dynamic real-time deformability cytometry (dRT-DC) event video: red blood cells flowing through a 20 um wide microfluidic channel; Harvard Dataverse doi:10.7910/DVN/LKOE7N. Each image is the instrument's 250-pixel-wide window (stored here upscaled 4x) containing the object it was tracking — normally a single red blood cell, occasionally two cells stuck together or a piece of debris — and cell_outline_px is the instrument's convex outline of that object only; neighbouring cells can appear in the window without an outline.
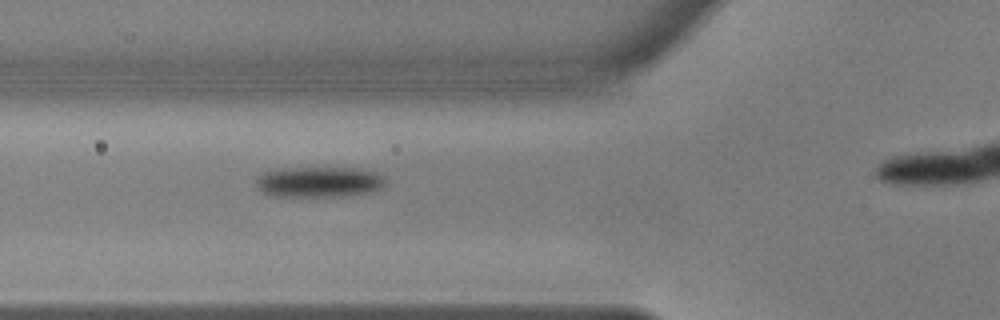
{"species": "common noctule bat (a hibernating species)", "species_latin": "Nyctalus noctula", "temperature_condition": "warm", "stored_images_in_passage": 39, "camera_frame_rate_fps": 3000, "um_per_image_px": 0.085, "animal": {"sex": "male", "body_mass_g": 17.9, "forearm_length_mm": 54.2}, "frame": {"image": 1, "passage_image": 12, "time_ms": 3.667, "image_size_px": [1000, 320], "cell_outline_px": [[384, 184], [380, 188], [372, 192], [340, 196], [268, 196], [260, 192], [256, 188], [256, 180], [264, 172], [276, 168], [356, 168], [376, 172], [384, 176]], "centroid_in_image_um": [27.06, 15.46], "position_along_channel_um": 98.7, "area_um2": 23.24}}
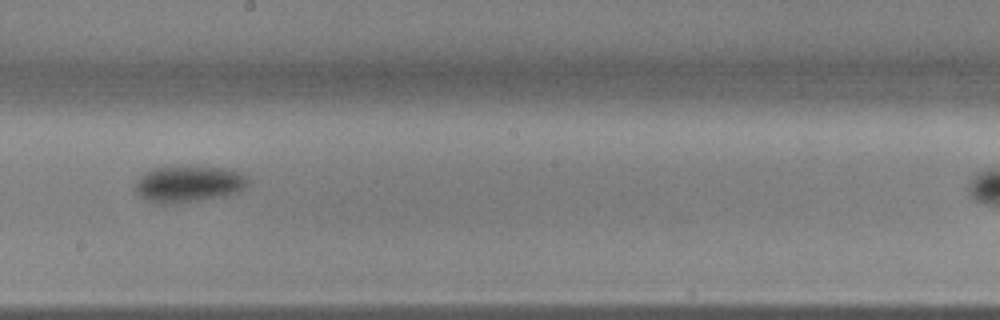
{"frame": {"image": 2, "passage_image": 23, "time_ms": 7.333, "image_size_px": [1000, 320], "cell_outline_px": [[252, 180], [240, 192], [224, 196], [180, 204], [156, 204], [140, 196], [132, 188], [136, 180], [140, 176], [152, 168], [184, 164], [196, 164], [232, 168]], "centroid_in_image_um": [16.05, 15.6], "position_along_channel_um": 232.2, "area_um2": 25.43}}
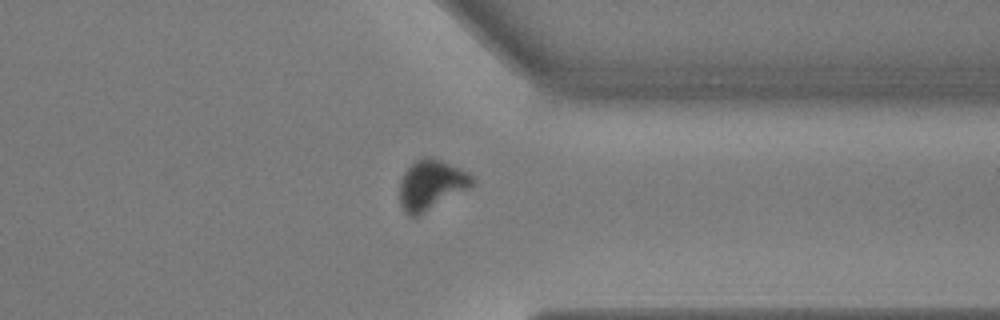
{"frame": {"image": 3, "passage_image": 35, "time_ms": 11.333, "image_size_px": [1000, 320], "cell_outline_px": [[476, 180], [472, 188], [420, 216], [408, 216], [404, 212], [400, 204], [400, 180], [404, 172], [416, 160], [424, 156], [432, 156], [460, 168], [468, 172]], "centroid_in_image_um": [36.69, 15.73], "position_along_channel_um": 374.7, "area_um2": 21.73}, "authors_computed_cell_mechanics": {"area_um2": 23.0622, "velocity_mm_per_s": 3.6333, "shape_relaxation_time_tau1_ms": 2.1516, "shape_relaxation_time_tau2_ms": null, "deformation_change_tau1": 0.1246, "deformation_change_tau2": null}}